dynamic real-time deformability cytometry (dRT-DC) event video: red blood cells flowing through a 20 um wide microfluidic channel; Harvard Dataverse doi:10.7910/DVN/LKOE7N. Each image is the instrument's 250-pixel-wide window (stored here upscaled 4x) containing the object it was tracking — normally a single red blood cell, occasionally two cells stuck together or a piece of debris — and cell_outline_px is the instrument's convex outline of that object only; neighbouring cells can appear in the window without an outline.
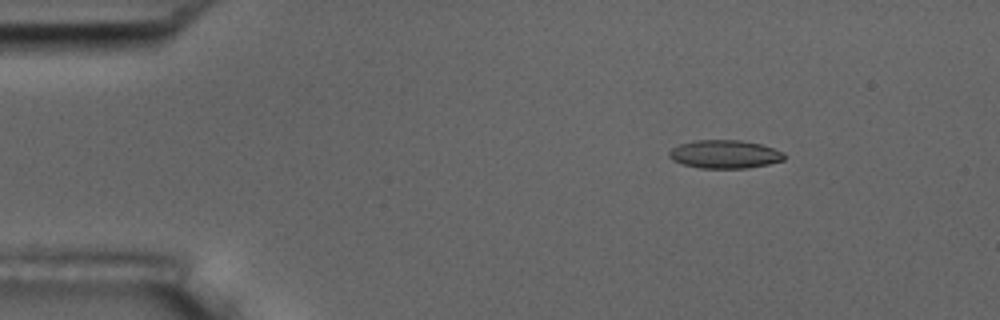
{"species": "common noctule bat (a hibernating species)", "species_latin": "Nyctalus noctula", "temperature_condition": "room temperature", "stored_images_in_passage": 1, "camera_frame_rate_fps": 3000, "um_per_image_px": 0.085, "animal": {"sex": "male", "body_mass_g": 17.5, "forearm_length_mm": 52.3}, "frame": {"image": 1, "passage_image": 1, "time_ms": 0.0, "image_size_px": [1000, 320], "cell_outline_px": [[784, 160], [768, 164], [748, 168], [700, 168], [680, 164], [672, 160], [668, 156], [668, 152], [672, 148], [680, 144], [696, 140], [740, 140], [760, 144], [784, 152]], "centroid_in_image_um": [61.57, 13.11], "position_along_channel_um": 23.4, "area_um2": 19.02}}